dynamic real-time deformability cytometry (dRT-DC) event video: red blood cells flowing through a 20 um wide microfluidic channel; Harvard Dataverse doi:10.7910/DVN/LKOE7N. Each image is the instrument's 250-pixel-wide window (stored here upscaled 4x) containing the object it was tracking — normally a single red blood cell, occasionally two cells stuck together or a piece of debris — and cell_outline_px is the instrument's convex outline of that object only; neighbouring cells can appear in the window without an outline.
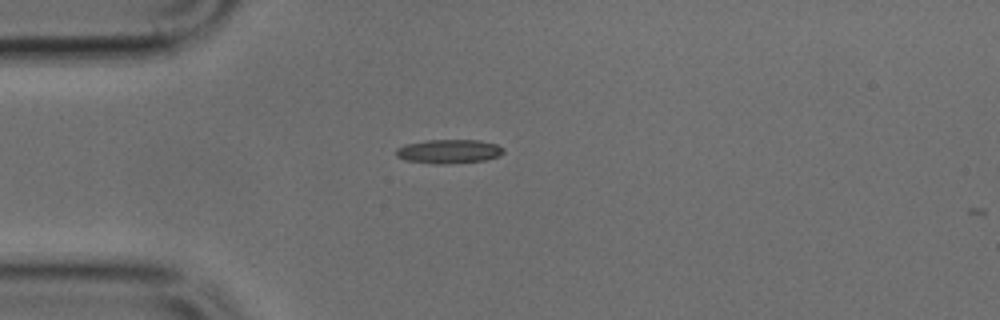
{"species": "common noctule bat (a hibernating species)", "species_latin": "Nyctalus noctula", "temperature_condition": "cold", "stored_images_in_passage": 37, "camera_frame_rate_fps": 3000, "um_per_image_px": 0.085, "animal": {"sex": "male", "body_mass_g": 17.9, "forearm_length_mm": 54.2}, "frame": {"image": 1, "passage_image": 1, "time_ms": 0.0, "image_size_px": [1000, 320], "cell_outline_px": [[504, 152], [500, 156], [484, 160], [444, 164], [436, 164], [404, 160], [396, 156], [396, 148], [404, 144], [428, 140], [480, 140], [496, 144], [504, 148]], "centroid_in_image_um": [38.14, 12.86], "position_along_channel_um": 46.9, "area_um2": 15.09}}
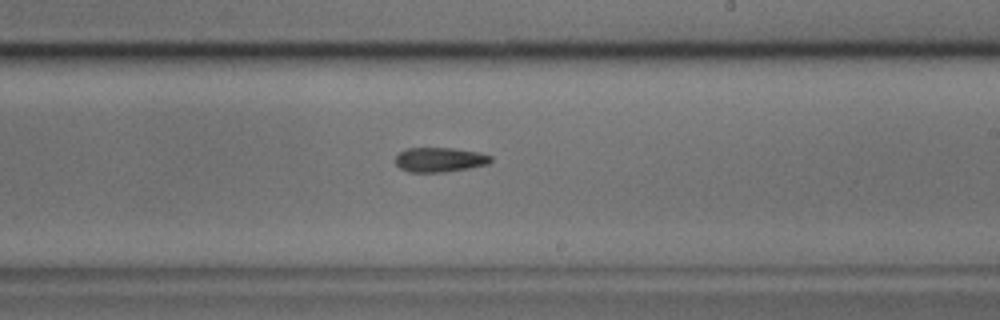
{"frame": {"image": 2, "passage_image": 17, "time_ms": 5.333, "image_size_px": [1000, 320], "cell_outline_px": [[492, 160], [488, 164], [468, 168], [444, 172], [408, 172], [400, 168], [396, 164], [396, 156], [400, 152], [408, 148], [452, 148], [480, 152], [492, 156]], "centroid_in_image_um": [37.39, 13.57], "position_along_channel_um": 251.6, "area_um2": 13.64}}
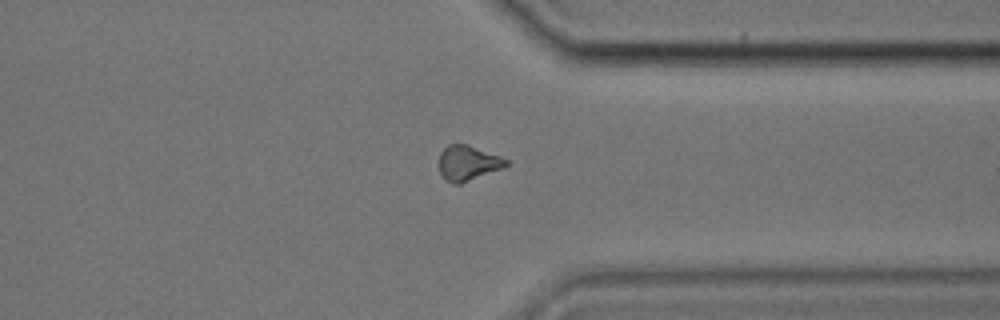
{"frame": {"image": 3, "passage_image": 26, "time_ms": 8.333, "image_size_px": [1000, 320], "cell_outline_px": [[508, 164], [504, 168], [460, 184], [452, 184], [444, 180], [440, 176], [440, 152], [448, 144], [468, 144], [500, 156], [508, 160]], "centroid_in_image_um": [39.77, 13.87], "position_along_channel_um": 371.6, "area_um2": 13.87}}